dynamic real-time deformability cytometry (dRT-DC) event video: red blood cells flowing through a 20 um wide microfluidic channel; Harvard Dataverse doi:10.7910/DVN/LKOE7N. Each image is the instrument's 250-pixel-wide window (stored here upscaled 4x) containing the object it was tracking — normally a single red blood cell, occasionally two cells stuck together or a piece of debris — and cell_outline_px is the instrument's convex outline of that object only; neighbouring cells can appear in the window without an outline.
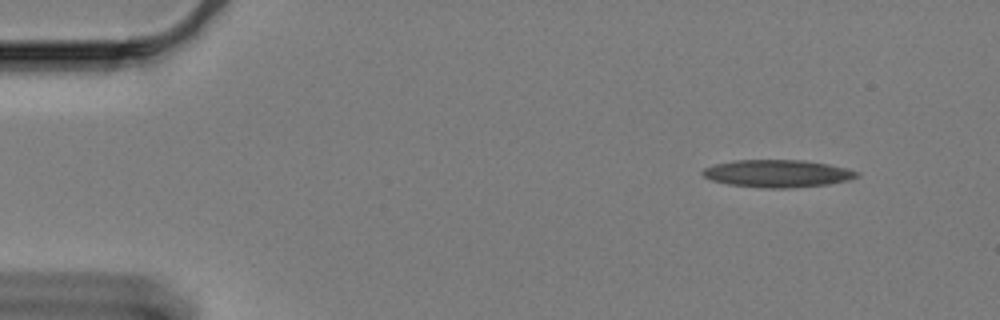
{"species": "Egyptian fruit bat (a non-hibernating species)", "species_latin": "Rousettus aegyptiacus", "temperature_condition": "cold", "stored_images_in_passage": 12, "camera_frame_rate_fps": 3000, "um_per_image_px": 0.085, "animal": {"sex": "female"}, "frame": {"image": 1, "passage_image": 1, "time_ms": 0.0, "image_size_px": [1000, 320], "cell_outline_px": [[860, 176], [848, 180], [828, 184], [792, 188], [764, 188], [728, 184], [712, 180], [704, 176], [700, 172], [704, 168], [716, 164], [732, 160], [804, 160], [828, 164], [848, 168], [860, 172]], "centroid_in_image_um": [66.11, 14.74], "position_along_channel_um": 18.9, "area_um2": 24.8}}
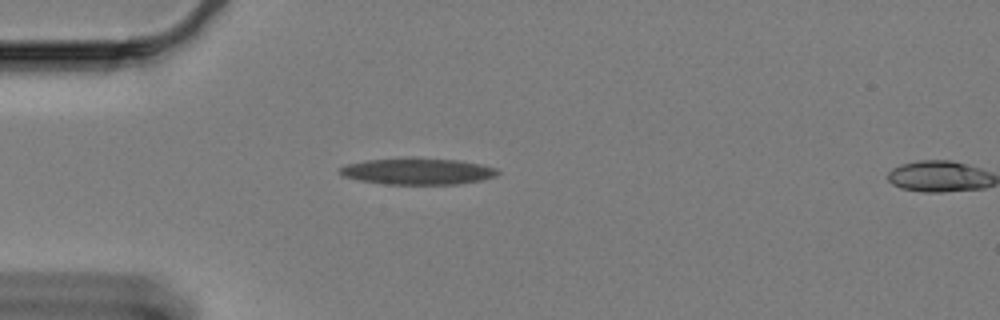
{"frame": {"image": 2, "passage_image": 11, "time_ms": 3.333, "image_size_px": [1000, 320], "cell_outline_px": [[500, 172], [496, 176], [480, 180], [456, 184], [384, 184], [360, 180], [344, 176], [340, 172], [340, 168], [348, 164], [368, 160], [456, 160], [480, 164], [496, 168]], "centroid_in_image_um": [35.54, 14.6], "position_along_channel_um": 49.5, "area_um2": 23.12}}